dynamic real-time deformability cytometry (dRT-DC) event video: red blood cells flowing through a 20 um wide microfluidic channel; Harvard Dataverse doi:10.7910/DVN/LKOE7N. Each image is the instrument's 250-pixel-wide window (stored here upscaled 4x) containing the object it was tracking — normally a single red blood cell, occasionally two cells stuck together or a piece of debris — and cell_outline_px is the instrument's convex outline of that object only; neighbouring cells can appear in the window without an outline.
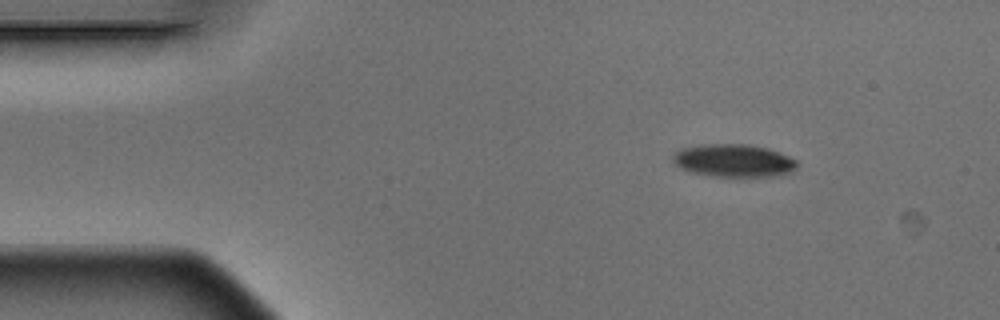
{"species": "Egyptian fruit bat (a non-hibernating species)", "species_latin": "Rousettus aegyptiacus", "temperature_condition": "warm", "stored_images_in_passage": 7, "camera_frame_rate_fps": 3000, "um_per_image_px": 0.085, "animal": {"sex": "male"}, "frame": {"image": 1, "passage_image": 1, "time_ms": 0.0, "image_size_px": [1000, 320], "cell_outline_px": [[796, 168], [792, 172], [772, 176], [740, 180], [708, 176], [688, 172], [680, 168], [672, 160], [672, 156], [680, 148], [700, 144], [748, 144], [768, 148], [780, 152], [796, 160]], "centroid_in_image_um": [62.34, 13.7], "position_along_channel_um": 22.7, "area_um2": 24.85}}
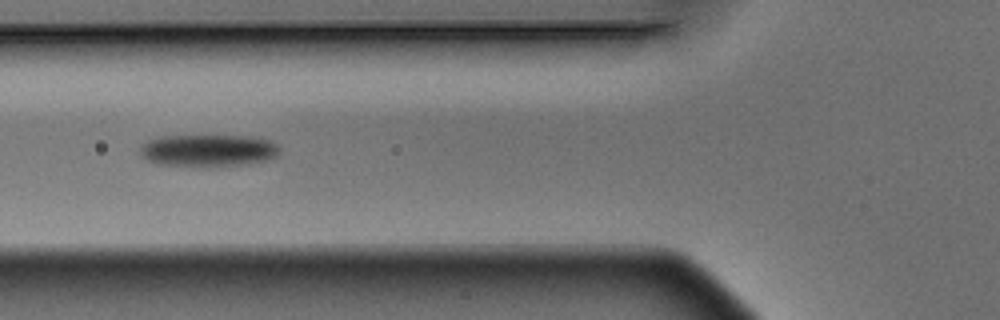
{"frame": {"image": 2, "passage_image": 4, "time_ms": 1.0, "image_size_px": [1000, 320], "cell_outline_px": [[280, 152], [272, 160], [248, 164], [156, 164], [140, 156], [140, 144], [148, 140], [160, 136], [260, 136], [272, 140], [280, 144]], "centroid_in_image_um": [17.79, 12.74], "position_along_channel_um": 108.0, "area_um2": 26.01}}
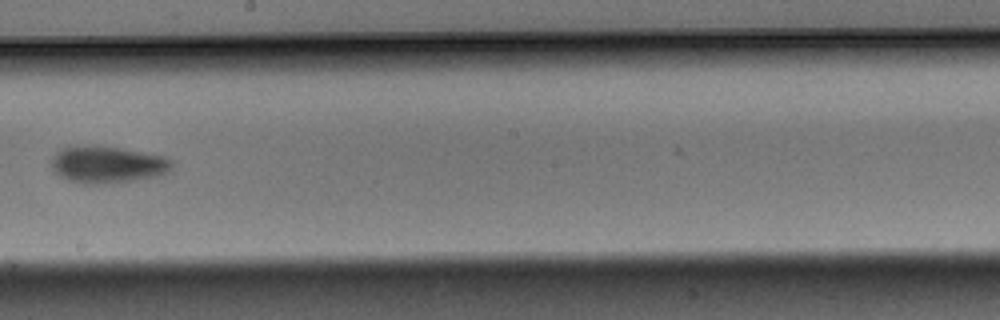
{"frame": {"image": 3, "passage_image": 7, "time_ms": 2.0, "image_size_px": [1000, 320], "cell_outline_px": [[172, 172], [156, 176], [136, 180], [108, 184], [84, 184], [68, 180], [52, 172], [52, 156], [56, 152], [64, 148], [88, 144], [96, 144], [120, 148], [164, 156], [172, 160]], "centroid_in_image_um": [9.13, 13.99], "position_along_channel_um": 239.1, "area_um2": 26.41}}